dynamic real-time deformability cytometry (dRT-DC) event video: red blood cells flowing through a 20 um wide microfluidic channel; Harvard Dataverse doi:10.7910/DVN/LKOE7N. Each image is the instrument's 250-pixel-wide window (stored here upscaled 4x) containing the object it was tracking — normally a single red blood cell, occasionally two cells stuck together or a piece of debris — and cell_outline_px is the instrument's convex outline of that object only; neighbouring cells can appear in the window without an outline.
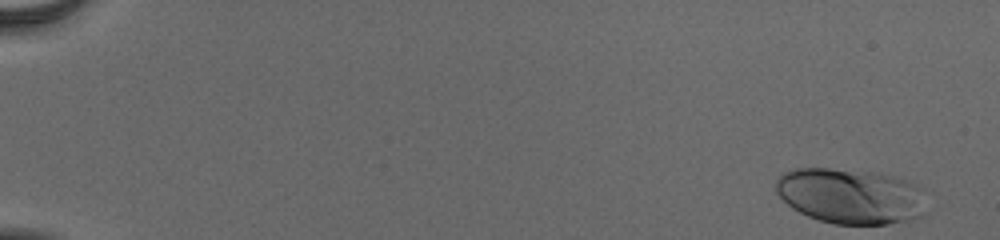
{"species": "human", "species_latin": "Homo sapiens", "temperature_condition": "cold", "stored_images_in_passage": 53, "camera_frame_rate_fps": 3000, "um_per_image_px": 0.085, "donor": {"sex": "male"}, "frame": {"image": 1, "passage_image": 1, "time_ms": 0.0, "image_size_px": [1000, 240], "cell_outline_px": [[924, 216], [888, 224], [836, 224], [820, 220], [808, 216], [792, 208], [776, 192], [776, 180], [784, 172], [796, 168], [828, 168], [872, 172], [892, 176], [904, 180], [924, 188]], "centroid_in_image_um": [72.31, 16.66], "position_along_channel_um": 12.7, "area_um2": 48.61}}
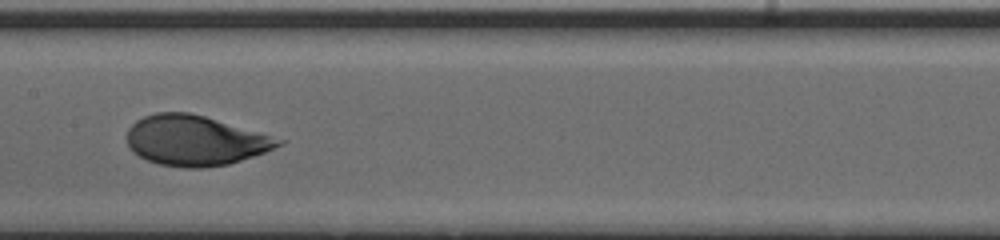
{"frame": {"image": 2, "passage_image": 29, "time_ms": 9.333, "image_size_px": [1000, 240], "cell_outline_px": [[284, 140], [280, 144], [264, 152], [228, 164], [204, 168], [184, 168], [160, 164], [148, 160], [132, 152], [128, 148], [128, 128], [136, 120], [144, 116], [156, 112], [188, 112], [204, 116]], "centroid_in_image_um": [16.51, 11.95], "position_along_channel_um": 190.9, "area_um2": 43.64}}
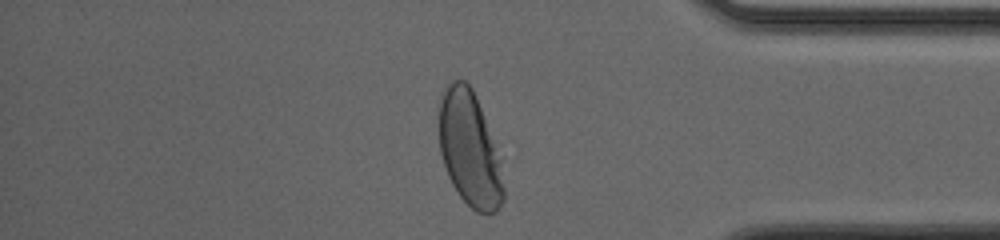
{"frame": {"image": 3, "passage_image": 46, "time_ms": 15.0, "image_size_px": [1000, 240], "cell_outline_px": [[504, 200], [496, 212], [476, 212], [460, 196], [452, 184], [448, 176], [440, 152], [440, 96], [448, 84], [452, 80], [464, 80], [472, 88], [480, 108], [500, 160], [504, 188]], "centroid_in_image_um": [39.91, 12.69], "position_along_channel_um": 395.3, "area_um2": 42.37}, "authors_computed_cell_mechanics": {"area_um2": 44.506, "velocity_mm_per_s": 3.8662, "shape_relaxation_time_tau1_ms": 2.7644, "shape_relaxation_time_tau2_ms": null, "deformation_change_tau1": 0.1673, "deformation_change_tau2": null}}